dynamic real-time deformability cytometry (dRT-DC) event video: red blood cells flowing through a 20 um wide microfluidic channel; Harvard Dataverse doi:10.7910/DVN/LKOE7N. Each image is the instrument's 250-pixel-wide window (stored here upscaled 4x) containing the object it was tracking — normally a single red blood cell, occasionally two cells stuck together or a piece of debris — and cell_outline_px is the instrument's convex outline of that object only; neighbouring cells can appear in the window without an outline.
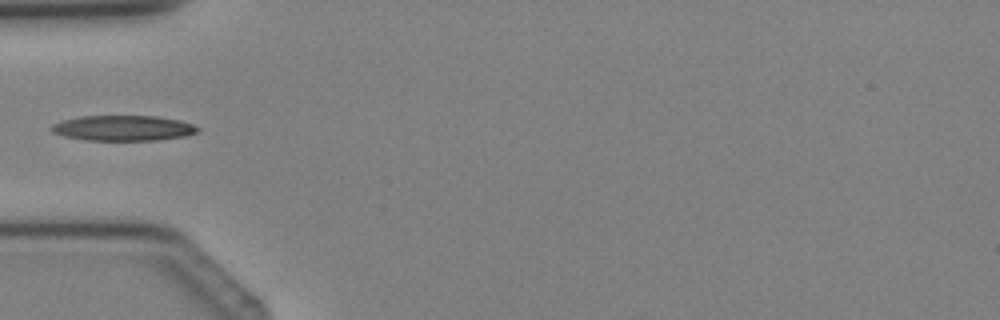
{"species": "Egyptian fruit bat (a non-hibernating species)", "species_latin": "Rousettus aegyptiacus", "temperature_condition": "cold", "stored_images_in_passage": 2, "camera_frame_rate_fps": 3000, "um_per_image_px": 0.085, "animal": {"sex": "female"}, "frame": {"image": 1, "passage_image": 2, "time_ms": 1.333, "image_size_px": [1000, 320], "cell_outline_px": [[200, 128], [196, 132], [184, 136], [156, 140], [84, 140], [64, 136], [52, 132], [48, 128], [52, 124], [64, 120], [80, 116], [156, 116], [180, 120], [192, 124]], "centroid_in_image_um": [10.43, 10.88], "position_along_channel_um": 74.6, "area_um2": 21.56}}